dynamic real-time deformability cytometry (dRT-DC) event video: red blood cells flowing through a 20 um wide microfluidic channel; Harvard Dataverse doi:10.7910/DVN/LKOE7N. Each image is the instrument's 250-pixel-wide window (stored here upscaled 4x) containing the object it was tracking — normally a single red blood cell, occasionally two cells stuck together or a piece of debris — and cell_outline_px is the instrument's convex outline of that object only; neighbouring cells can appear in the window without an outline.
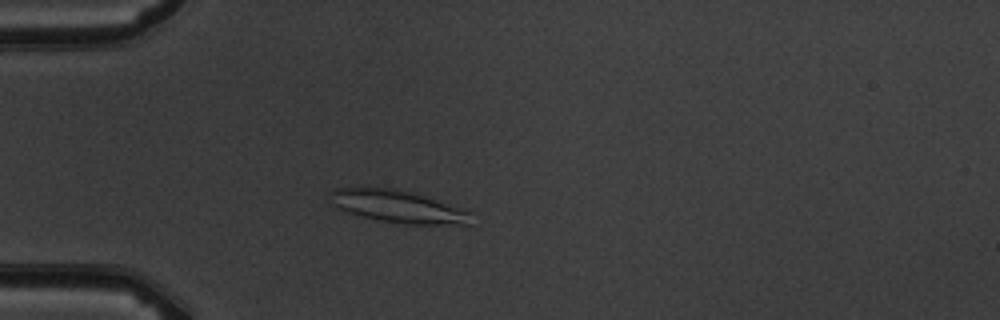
{"species": "common noctule bat (a hibernating species)", "species_latin": "Nyctalus noctula", "temperature_condition": "warm", "stored_images_in_passage": 5, "camera_frame_rate_fps": 3000, "um_per_image_px": 0.085, "animal": {"sex": "male", "body_mass_g": 19.5, "forearm_length_mm": 54.6}, "frame": {"image": 1, "passage_image": 4, "time_ms": 3.667, "image_size_px": [1000, 320], "cell_outline_px": [[476, 212], [472, 224], [404, 224], [376, 220], [348, 212], [336, 208], [332, 204], [328, 192], [332, 188], [396, 188], [428, 196]], "centroid_in_image_um": [33.91, 17.55], "position_along_channel_um": 51.1, "area_um2": 27.28}}